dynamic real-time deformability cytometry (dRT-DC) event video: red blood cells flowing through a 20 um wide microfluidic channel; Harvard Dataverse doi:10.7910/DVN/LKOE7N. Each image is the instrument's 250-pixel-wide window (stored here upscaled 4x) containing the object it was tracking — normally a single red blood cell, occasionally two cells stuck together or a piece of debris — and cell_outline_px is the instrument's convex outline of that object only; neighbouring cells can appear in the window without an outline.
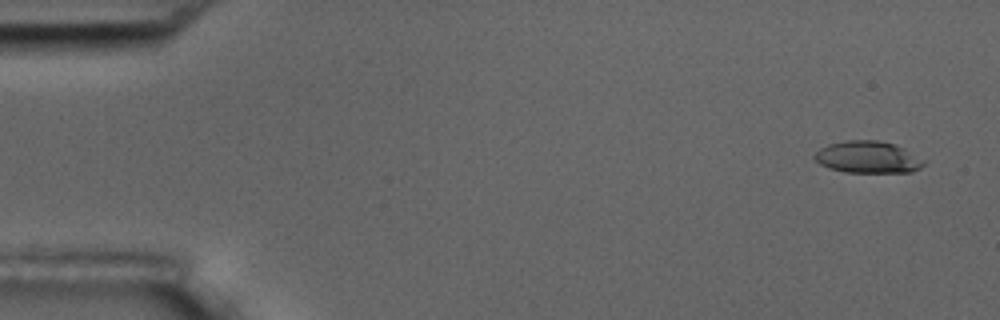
{"species": "common noctule bat (a hibernating species)", "species_latin": "Nyctalus noctula", "temperature_condition": "room temperature", "stored_images_in_passage": 5, "camera_frame_rate_fps": 3000, "um_per_image_px": 0.085, "animal": {"sex": "male", "body_mass_g": 17.5, "forearm_length_mm": 52.3}, "frame": {"image": 1, "passage_image": 1, "time_ms": 0.0, "image_size_px": [1000, 320], "cell_outline_px": [[928, 160], [920, 168], [912, 172], [844, 172], [828, 168], [820, 164], [812, 156], [820, 148], [828, 144], [844, 140], [876, 140], [896, 144]], "centroid_in_image_um": [73.79, 13.35], "position_along_channel_um": 11.2, "area_um2": 20.63}}
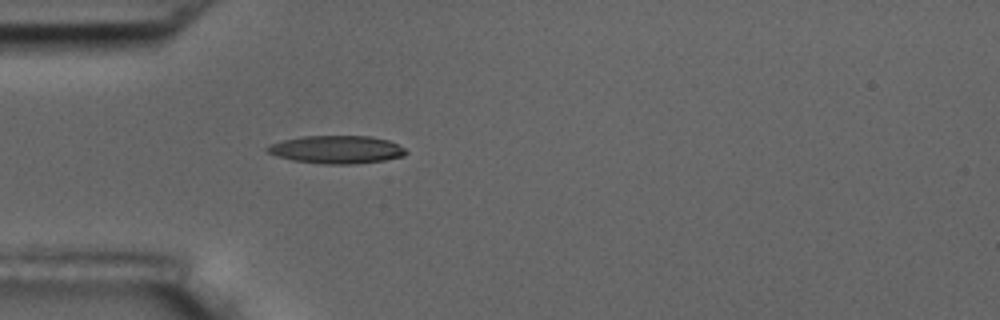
{"frame": {"image": 2, "passage_image": 5, "time_ms": 4.667, "image_size_px": [1000, 320], "cell_outline_px": [[408, 152], [404, 156], [384, 160], [352, 164], [324, 164], [292, 160], [268, 152], [264, 148], [268, 144], [280, 140], [304, 136], [368, 136], [388, 140], [404, 148]], "centroid_in_image_um": [28.59, 12.7], "position_along_channel_um": 56.4, "area_um2": 22.48}}